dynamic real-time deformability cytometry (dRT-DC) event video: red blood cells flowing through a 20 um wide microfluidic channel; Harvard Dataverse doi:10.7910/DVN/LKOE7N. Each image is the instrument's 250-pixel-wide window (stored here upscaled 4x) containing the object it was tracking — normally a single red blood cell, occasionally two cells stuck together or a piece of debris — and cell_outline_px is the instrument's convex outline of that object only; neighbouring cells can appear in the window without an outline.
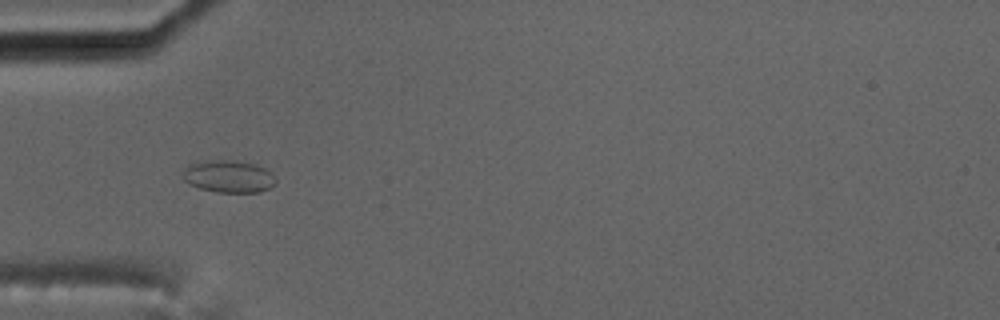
{"species": "common noctule bat (a hibernating species)", "species_latin": "Nyctalus noctula", "temperature_condition": "cold", "stored_images_in_passage": 9, "camera_frame_rate_fps": 3000, "um_per_image_px": 0.085, "animal": {"sex": "male", "body_mass_g": 17.5, "forearm_length_mm": 52.3}, "frame": {"image": 1, "passage_image": 6, "time_ms": 5.667, "image_size_px": [1000, 320], "cell_outline_px": [[276, 184], [260, 192], [216, 192], [200, 188], [184, 180], [180, 168], [196, 160], [232, 160], [256, 164], [264, 168], [276, 180]], "centroid_in_image_um": [19.35, 14.97], "position_along_channel_um": 65.7, "area_um2": 17.69}}
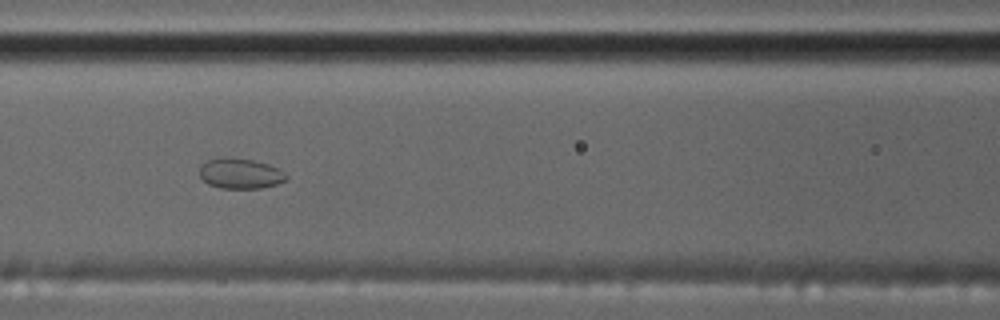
{"frame": {"image": 2, "passage_image": 8, "time_ms": 8.0, "image_size_px": [1000, 320], "cell_outline_px": [[288, 176], [284, 180], [276, 184], [260, 188], [220, 188], [208, 184], [200, 176], [200, 164], [208, 160], [224, 156], [252, 160], [268, 164], [284, 172]], "centroid_in_image_um": [20.38, 14.74], "position_along_channel_um": 146.2, "area_um2": 15.26}}